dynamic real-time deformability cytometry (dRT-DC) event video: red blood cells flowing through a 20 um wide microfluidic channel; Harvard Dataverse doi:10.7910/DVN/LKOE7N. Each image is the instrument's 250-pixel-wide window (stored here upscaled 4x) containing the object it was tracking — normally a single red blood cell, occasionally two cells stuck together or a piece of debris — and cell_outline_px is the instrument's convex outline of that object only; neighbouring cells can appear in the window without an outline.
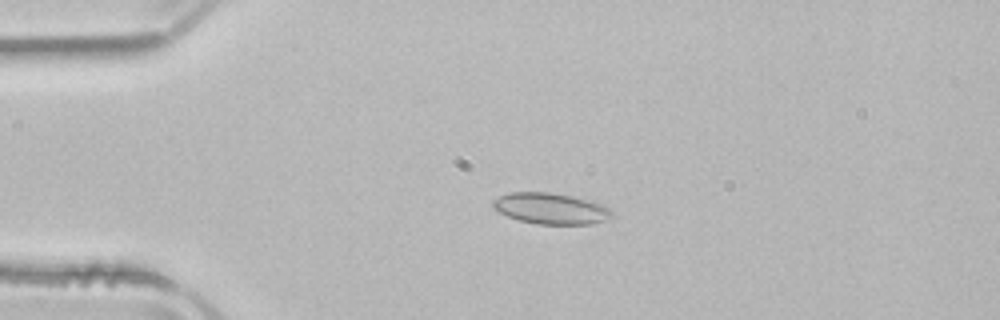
{"species": "common noctule bat (a hibernating species)", "species_latin": "Nyctalus noctula", "temperature_condition": "room temperature", "stored_images_in_passage": 52, "camera_frame_rate_fps": 3000, "um_per_image_px": 0.085, "animal": {"sex": "male", "body_mass_g": 21.5, "forearm_length_mm": 52.0}, "frame": {"image": 1, "passage_image": 12, "time_ms": 3.667, "image_size_px": [1000, 320], "cell_outline_px": [[612, 216], [604, 220], [592, 224], [536, 224], [520, 220], [508, 216], [492, 208], [492, 200], [508, 192], [548, 192], [572, 196], [592, 200], [604, 204], [612, 208]], "centroid_in_image_um": [46.84, 17.71], "position_along_channel_um": 38.2, "area_um2": 21.73}}
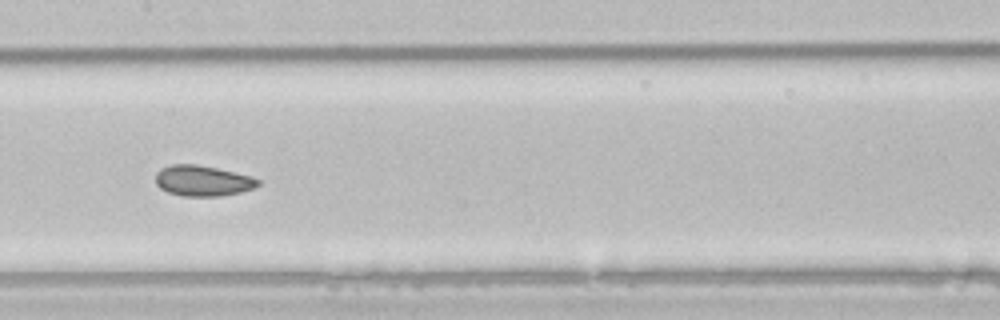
{"frame": {"image": 2, "passage_image": 26, "time_ms": 8.333, "image_size_px": [1000, 320], "cell_outline_px": [[260, 184], [252, 188], [240, 192], [220, 196], [180, 196], [168, 192], [160, 188], [156, 184], [156, 172], [160, 168], [172, 164], [196, 164], [216, 168], [252, 176], [260, 180]], "centroid_in_image_um": [17.2, 15.36], "position_along_channel_um": 190.2, "area_um2": 18.32}}
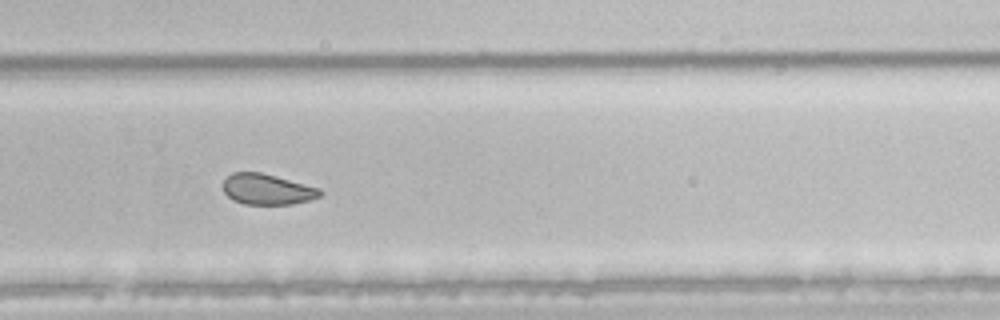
{"frame": {"image": 3, "passage_image": 35, "time_ms": 11.333, "image_size_px": [1000, 320], "cell_outline_px": [[324, 192], [320, 196], [308, 200], [292, 204], [244, 204], [232, 200], [224, 192], [224, 180], [232, 172], [260, 172], [320, 188]], "centroid_in_image_um": [22.71, 16.09], "position_along_channel_um": 307.1, "area_um2": 17.22}, "authors_computed_cell_mechanics": {"area_um2": 20.4034, "velocity_mm_per_s": 3.9257, "shape_relaxation_time_tau1_ms": null, "shape_relaxation_time_tau2_ms": 2.3431, "deformation_change_tau1": null, "deformation_change_tau2": 0.0442}}